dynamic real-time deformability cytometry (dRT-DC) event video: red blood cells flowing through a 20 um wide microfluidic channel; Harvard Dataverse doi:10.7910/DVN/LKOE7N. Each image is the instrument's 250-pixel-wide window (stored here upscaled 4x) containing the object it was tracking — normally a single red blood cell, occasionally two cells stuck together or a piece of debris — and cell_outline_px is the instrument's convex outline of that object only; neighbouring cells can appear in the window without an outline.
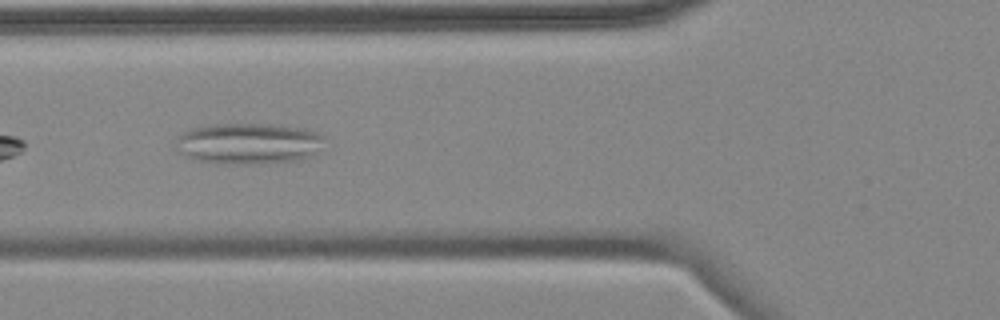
{"species": "common noctule bat (a hibernating species)", "species_latin": "Nyctalus noctula", "temperature_condition": "cold", "stored_images_in_passage": 6, "camera_frame_rate_fps": 3000, "um_per_image_px": 0.085, "animal": {"sex": "female", "body_mass_g": 18.4}, "frame": {"image": 1, "passage_image": 6, "time_ms": 5.667, "image_size_px": [1000, 320], "cell_outline_px": [[324, 136], [312, 156], [296, 160], [260, 164], [220, 164], [200, 160], [176, 152], [176, 140], [184, 132], [192, 128], [212, 124], [280, 124], [300, 128]], "centroid_in_image_um": [21.06, 12.2], "position_along_channel_um": 104.7, "area_um2": 35.32}}